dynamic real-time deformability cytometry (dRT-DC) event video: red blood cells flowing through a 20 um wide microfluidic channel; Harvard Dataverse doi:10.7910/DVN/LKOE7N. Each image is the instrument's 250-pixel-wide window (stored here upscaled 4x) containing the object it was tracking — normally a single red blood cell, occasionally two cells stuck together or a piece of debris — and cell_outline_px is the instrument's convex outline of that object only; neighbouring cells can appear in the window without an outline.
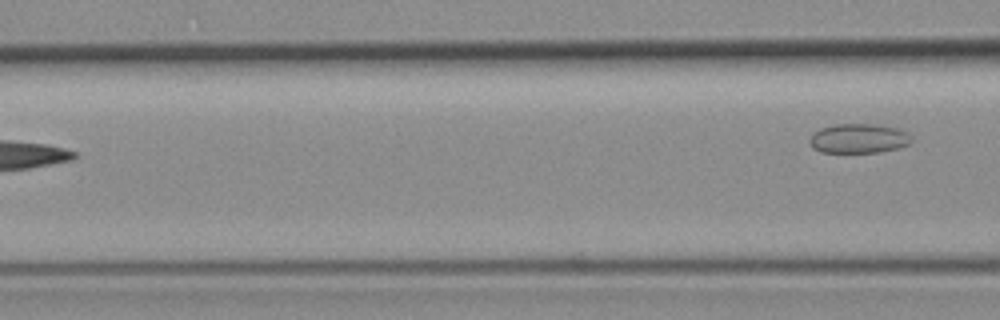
{"species": "common noctule bat (a hibernating species)", "species_latin": "Nyctalus noctula", "temperature_condition": "room temperature", "stored_images_in_passage": 5, "camera_frame_rate_fps": 3000, "um_per_image_px": 0.085, "animal": {"sex": "female", "body_mass_g": 19.3, "forearm_length_mm": 54.1}, "frame": {"image": 1, "passage_image": 5, "time_ms": 5.667, "image_size_px": [1000, 320], "cell_outline_px": [[912, 140], [908, 144], [896, 148], [880, 152], [820, 152], [812, 148], [808, 140], [820, 128], [836, 124], [872, 124], [896, 128], [908, 132], [912, 136]], "centroid_in_image_um": [72.98, 11.77], "position_along_channel_um": 93.6, "area_um2": 17.4}}